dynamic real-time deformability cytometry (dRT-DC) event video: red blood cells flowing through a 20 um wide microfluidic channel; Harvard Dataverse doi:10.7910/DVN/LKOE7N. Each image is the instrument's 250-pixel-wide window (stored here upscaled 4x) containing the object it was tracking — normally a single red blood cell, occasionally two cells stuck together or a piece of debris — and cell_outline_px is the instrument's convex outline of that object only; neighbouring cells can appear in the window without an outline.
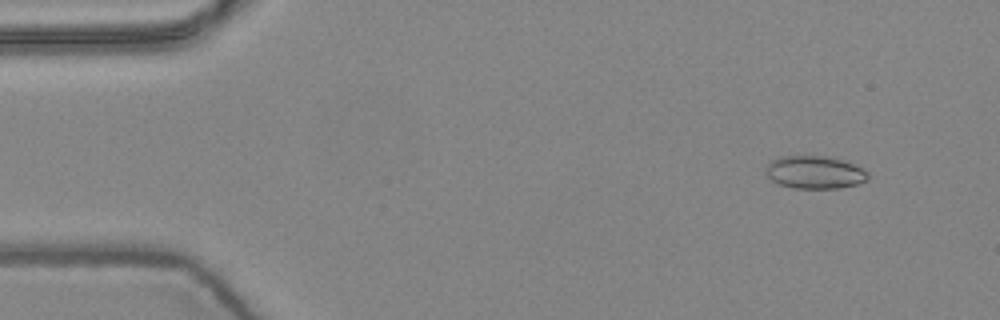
{"species": "common noctule bat (a hibernating species)", "species_latin": "Nyctalus noctula", "temperature_condition": "warm", "stored_images_in_passage": 5, "camera_frame_rate_fps": 3000, "um_per_image_px": 0.085, "animal": {"sex": "female", "body_mass_g": 24.6, "forearm_length_mm": 56.2}, "frame": {"image": 1, "passage_image": 2, "time_ms": 0.333, "image_size_px": [1000, 320], "cell_outline_px": [[868, 180], [856, 184], [840, 188], [796, 188], [776, 184], [764, 172], [764, 168], [772, 160], [780, 156], [824, 156], [844, 160], [864, 168], [868, 172]], "centroid_in_image_um": [69.24, 14.64], "position_along_channel_um": 15.8, "area_um2": 19.71}}